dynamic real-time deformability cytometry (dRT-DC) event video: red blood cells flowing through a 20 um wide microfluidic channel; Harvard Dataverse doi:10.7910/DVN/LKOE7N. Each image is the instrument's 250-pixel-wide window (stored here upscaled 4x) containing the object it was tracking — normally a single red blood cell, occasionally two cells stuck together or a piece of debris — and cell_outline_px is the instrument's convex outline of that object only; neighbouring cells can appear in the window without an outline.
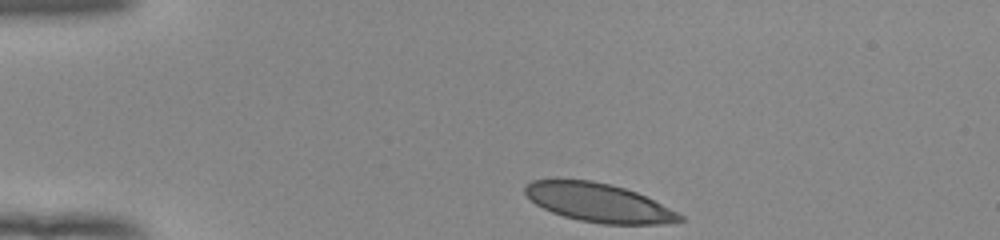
{"species": "human", "species_latin": "Homo sapiens", "temperature_condition": "room temperature", "stored_images_in_passage": 35, "camera_frame_rate_fps": 3000, "um_per_image_px": 0.085, "donor": {"sex": "female"}, "frame": {"image": 1, "passage_image": 1, "time_ms": 0.0, "image_size_px": [1000, 240], "cell_outline_px": [[684, 220], [668, 224], [604, 224], [580, 220], [564, 216], [552, 212], [536, 204], [524, 192], [524, 188], [532, 180], [592, 180], [624, 188], [636, 192], [684, 216]], "centroid_in_image_um": [50.89, 17.24], "position_along_channel_um": 34.1, "area_um2": 34.28}}
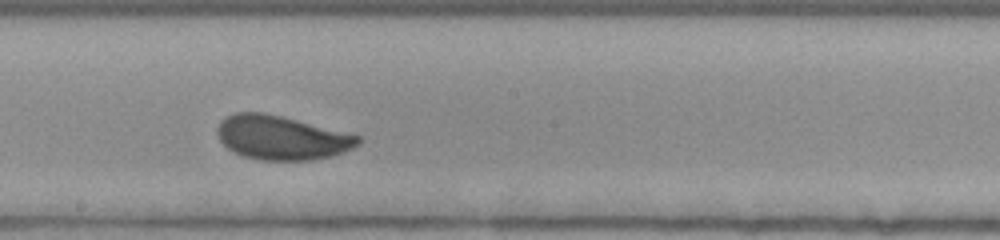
{"frame": {"image": 2, "passage_image": 20, "time_ms": 6.333, "image_size_px": [1000, 240], "cell_outline_px": [[360, 144], [344, 152], [332, 156], [312, 160], [260, 160], [244, 156], [232, 152], [220, 140], [216, 132], [216, 128], [220, 120], [224, 116], [232, 112], [264, 112], [360, 136]], "centroid_in_image_um": [23.88, 11.7], "position_along_channel_um": 224.3, "area_um2": 36.13}}
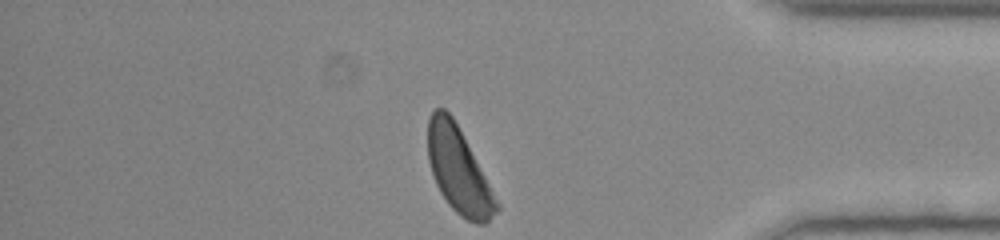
{"frame": {"image": 3, "passage_image": 35, "time_ms": 11.333, "image_size_px": [1000, 240], "cell_outline_px": [[500, 208], [484, 224], [476, 224], [460, 216], [448, 204], [440, 192], [436, 184], [428, 160], [428, 120], [432, 112], [436, 108], [444, 108], [452, 116], [500, 204]], "centroid_in_image_um": [38.97, 14.5], "position_along_channel_um": 396.2, "area_um2": 33.64}, "authors_computed_cell_mechanics": {"area_um2": 35.8938, "velocity_mm_per_s": 3.9036, "shape_relaxation_time_tau1_ms": 4.0133, "shape_relaxation_time_tau2_ms": 0.9346, "deformation_change_tau1": 0.1364, "deformation_change_tau2": 0.0591}}